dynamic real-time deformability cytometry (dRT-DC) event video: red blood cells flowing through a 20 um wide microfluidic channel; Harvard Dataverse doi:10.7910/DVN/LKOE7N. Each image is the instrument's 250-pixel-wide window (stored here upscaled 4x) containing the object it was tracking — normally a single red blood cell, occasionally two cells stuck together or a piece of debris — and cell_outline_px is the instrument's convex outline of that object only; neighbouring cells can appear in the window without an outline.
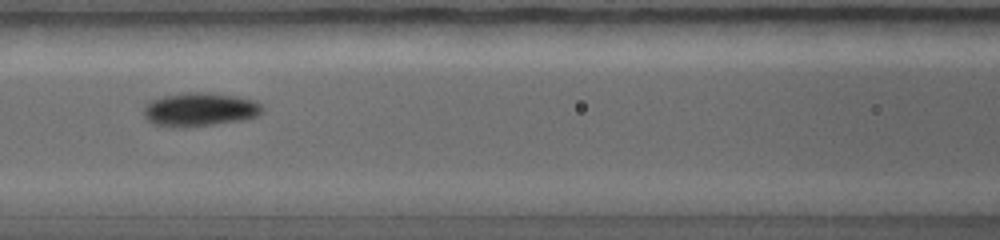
{"species": "common noctule bat (a hibernating species)", "species_latin": "Nyctalus noctula", "temperature_condition": "warm", "stored_images_in_passage": 10, "camera_frame_rate_fps": 5000, "um_per_image_px": 0.085, "animal": {"sex": "female", "body_mass_g": 19.0, "forearm_length_mm": 56.7}, "frame": {"image": 1, "passage_image": 9, "time_ms": 3.6, "image_size_px": [1000, 240], "cell_outline_px": [[260, 112], [256, 116], [240, 120], [188, 128], [168, 128], [152, 124], [144, 116], [144, 104], [148, 100], [164, 96], [184, 92], [212, 92], [236, 96], [252, 100], [260, 104]], "centroid_in_image_um": [16.87, 9.31], "position_along_channel_um": 149.7, "area_um2": 23.52}}